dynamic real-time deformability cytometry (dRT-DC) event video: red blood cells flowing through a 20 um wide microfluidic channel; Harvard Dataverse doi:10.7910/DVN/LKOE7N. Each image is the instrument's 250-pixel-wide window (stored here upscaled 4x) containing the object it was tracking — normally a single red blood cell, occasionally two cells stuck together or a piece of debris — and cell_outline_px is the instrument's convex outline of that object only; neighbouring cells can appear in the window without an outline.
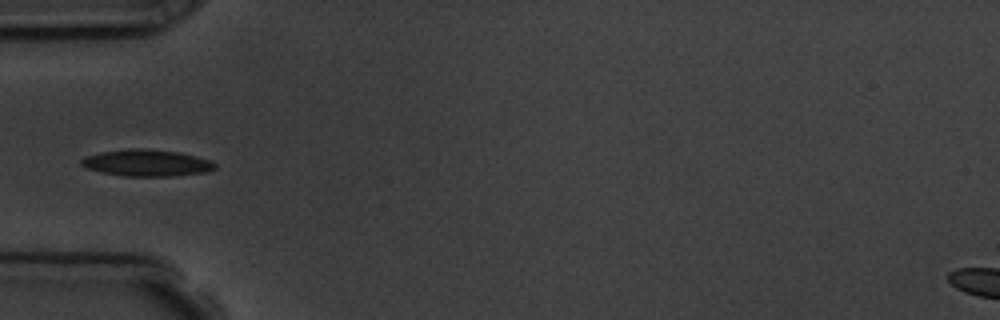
{"species": "common noctule bat (a hibernating species)", "species_latin": "Nyctalus noctula", "temperature_condition": "room temperature", "stored_images_in_passage": 6, "camera_frame_rate_fps": 3000, "um_per_image_px": 0.085, "animal": {"sex": "male", "body_mass_g": 19.5, "forearm_length_mm": 54.6}, "frame": {"image": 1, "passage_image": 5, "time_ms": 4.667, "image_size_px": [1000, 320], "cell_outline_px": [[216, 168], [208, 172], [172, 176], [124, 176], [104, 172], [88, 168], [80, 164], [80, 160], [84, 156], [100, 152], [128, 148], [148, 148], [176, 152], [196, 156], [212, 160], [216, 164]], "centroid_in_image_um": [12.49, 13.84], "position_along_channel_um": 72.5, "area_um2": 20.87}}